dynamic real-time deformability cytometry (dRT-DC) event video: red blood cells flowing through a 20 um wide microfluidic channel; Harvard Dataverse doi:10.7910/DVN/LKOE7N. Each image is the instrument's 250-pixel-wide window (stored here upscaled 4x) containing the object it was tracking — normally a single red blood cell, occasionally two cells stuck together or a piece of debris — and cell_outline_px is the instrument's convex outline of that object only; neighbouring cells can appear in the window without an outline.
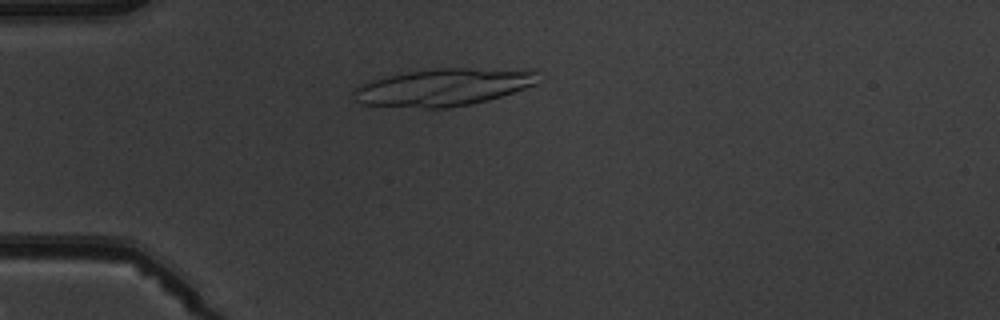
{"species": "common noctule bat (a hibernating species)", "species_latin": "Nyctalus noctula", "temperature_condition": "warm", "stored_images_in_passage": 3, "camera_frame_rate_fps": 3000, "um_per_image_px": 0.085, "animal": {"sex": "male", "body_mass_g": 19.5, "forearm_length_mm": 54.6}, "frame": {"image": 1, "passage_image": 3, "time_ms": 3.0, "image_size_px": [1000, 320], "cell_outline_px": [[536, 84], [488, 100], [472, 104], [448, 108], [424, 108], [364, 104], [356, 100], [352, 96], [352, 92], [360, 84], [368, 80], [408, 72], [432, 68], [532, 68], [536, 72]], "centroid_in_image_um": [37.71, 7.39], "position_along_channel_um": 47.3, "area_um2": 40.4}}